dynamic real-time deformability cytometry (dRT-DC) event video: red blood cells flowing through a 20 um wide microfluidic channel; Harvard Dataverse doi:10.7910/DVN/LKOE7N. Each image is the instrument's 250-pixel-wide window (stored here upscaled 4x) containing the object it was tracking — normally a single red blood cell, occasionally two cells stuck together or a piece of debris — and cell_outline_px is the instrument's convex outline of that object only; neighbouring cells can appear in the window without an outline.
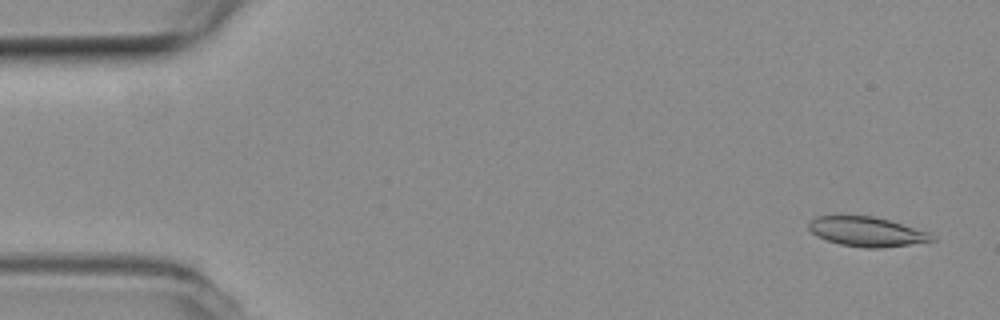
{"species": "common noctule bat (a hibernating species)", "species_latin": "Nyctalus noctula", "temperature_condition": "room temperature", "stored_images_in_passage": 53, "camera_frame_rate_fps": 3000, "um_per_image_px": 0.085, "animal": {"sex": "female", "body_mass_g": 19.3, "forearm_length_mm": 54.1}, "frame": {"image": 1, "passage_image": 2, "time_ms": 0.333, "image_size_px": [1000, 320], "cell_outline_px": [[936, 240], [884, 248], [864, 248], [840, 244], [816, 236], [808, 228], [808, 220], [816, 216], [836, 212], [876, 216], [928, 232], [936, 236]], "centroid_in_image_um": [73.58, 19.63], "position_along_channel_um": 11.4, "area_um2": 22.14}}
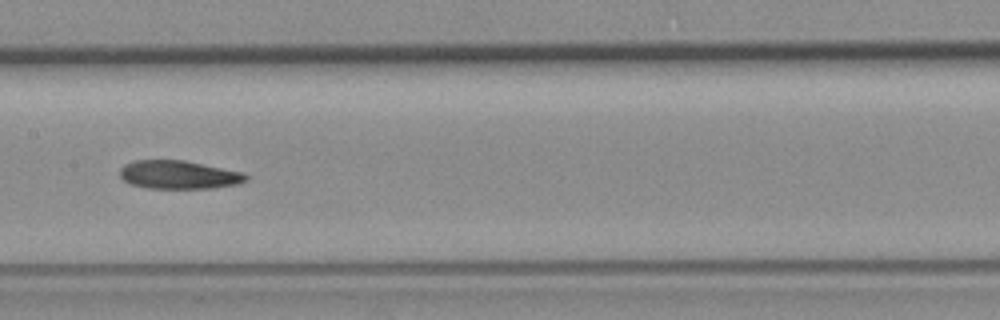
{"frame": {"image": 2, "passage_image": 26, "time_ms": 8.333, "image_size_px": [1000, 320], "cell_outline_px": [[248, 180], [236, 184], [212, 188], [148, 188], [132, 184], [124, 180], [120, 176], [120, 168], [124, 164], [136, 160], [184, 160], [244, 172], [248, 176]], "centroid_in_image_um": [15.21, 14.85], "position_along_channel_um": 192.2, "area_um2": 20.81}}
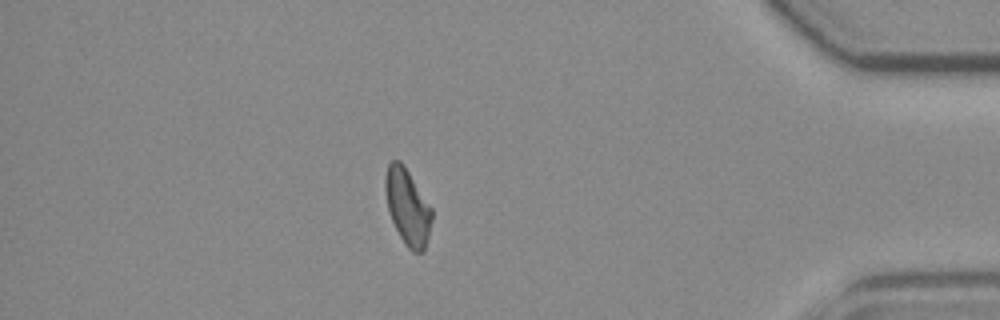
{"frame": {"image": 3, "passage_image": 46, "time_ms": 15.0, "image_size_px": [1000, 320], "cell_outline_px": [[432, 220], [424, 252], [412, 252], [408, 248], [400, 236], [392, 220], [388, 208], [384, 188], [384, 180], [388, 164], [392, 160], [400, 160], [404, 164], [432, 208]], "centroid_in_image_um": [34.64, 17.56], "position_along_channel_um": 400.6, "area_um2": 20.58}}